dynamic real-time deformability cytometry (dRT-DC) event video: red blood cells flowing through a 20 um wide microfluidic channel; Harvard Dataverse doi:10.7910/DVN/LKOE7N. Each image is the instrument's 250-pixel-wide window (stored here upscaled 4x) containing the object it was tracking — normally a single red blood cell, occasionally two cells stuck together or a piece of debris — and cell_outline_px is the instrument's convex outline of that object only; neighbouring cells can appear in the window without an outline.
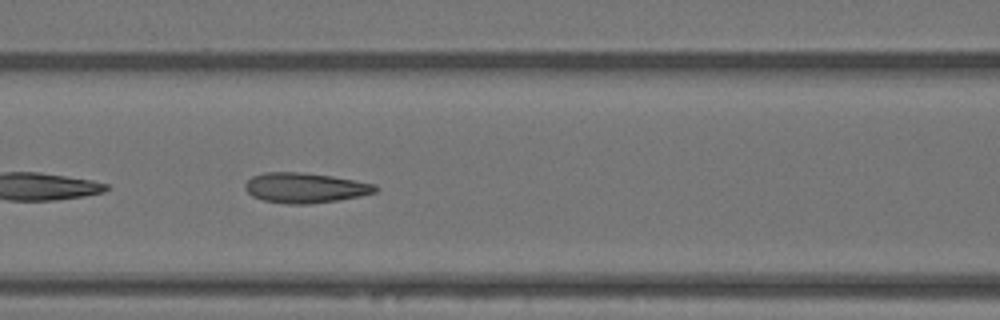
{"species": "Egyptian fruit bat (a non-hibernating species)", "species_latin": "Rousettus aegyptiacus", "temperature_condition": "warm", "stored_images_in_passage": 17, "camera_frame_rate_fps": 3000, "um_per_image_px": 0.085, "animal": {"sex": "female"}, "frame": {"image": 1, "passage_image": 8, "time_ms": 2.333, "image_size_px": [1000, 320], "cell_outline_px": [[380, 188], [376, 192], [360, 196], [336, 200], [308, 204], [292, 204], [264, 200], [252, 196], [244, 188], [244, 184], [252, 176], [264, 172], [300, 172], [332, 176], [356, 180], [376, 184]], "centroid_in_image_um": [25.95, 15.95], "position_along_channel_um": 140.7, "area_um2": 22.83}}
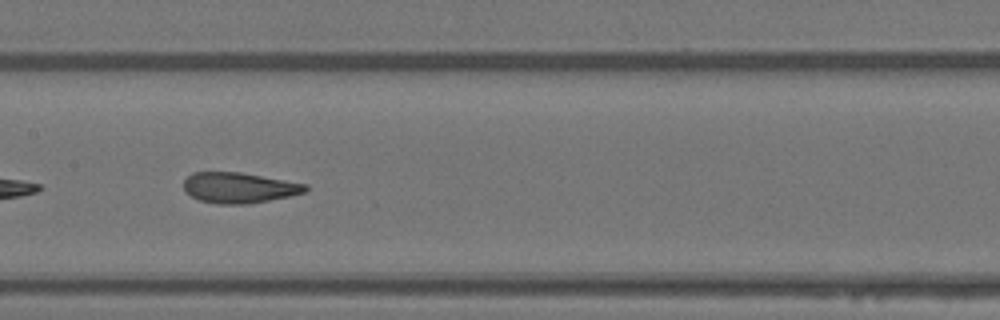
{"frame": {"image": 2, "passage_image": 12, "time_ms": 3.667, "image_size_px": [1000, 320], "cell_outline_px": [[308, 188], [304, 192], [292, 196], [248, 204], [216, 204], [200, 200], [192, 196], [184, 188], [184, 180], [192, 172], [240, 172], [308, 184]], "centroid_in_image_um": [20.34, 15.96], "position_along_channel_um": 187.1, "area_um2": 21.68}}